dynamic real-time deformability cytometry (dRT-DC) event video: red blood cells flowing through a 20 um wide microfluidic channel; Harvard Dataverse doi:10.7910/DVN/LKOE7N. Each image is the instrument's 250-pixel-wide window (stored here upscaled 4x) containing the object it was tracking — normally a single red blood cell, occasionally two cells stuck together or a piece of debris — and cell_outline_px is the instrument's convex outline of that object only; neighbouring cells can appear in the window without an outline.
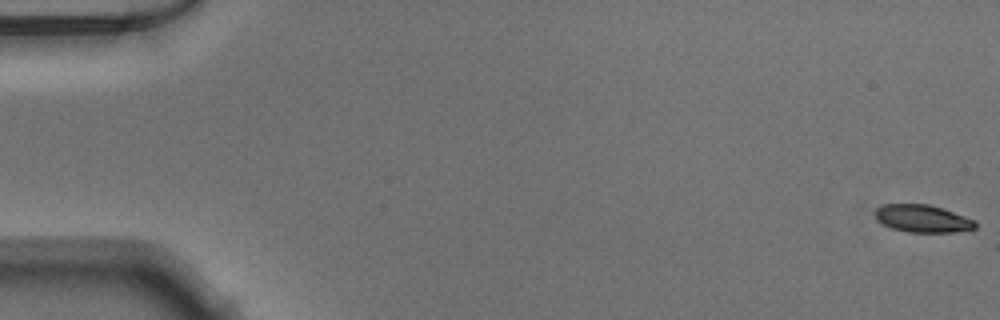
{"species": "Egyptian fruit bat (a non-hibernating species)", "species_latin": "Rousettus aegyptiacus", "temperature_condition": "warm", "stored_images_in_passage": 51, "camera_frame_rate_fps": 3000, "um_per_image_px": 0.085, "animal": {"sex": "male"}, "frame": {"image": 1, "passage_image": 1, "time_ms": 0.0, "image_size_px": [1000, 320], "cell_outline_px": [[976, 228], [956, 232], [908, 232], [892, 228], [880, 224], [872, 216], [872, 212], [880, 204], [928, 204], [976, 220]], "centroid_in_image_um": [78.32, 18.58], "position_along_channel_um": 6.7, "area_um2": 16.3}}
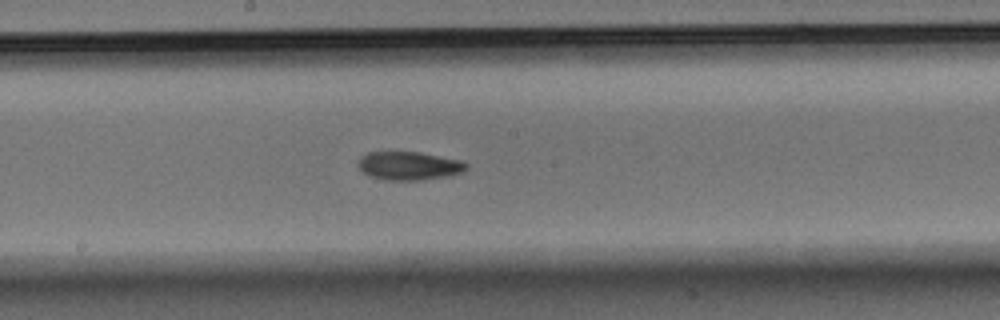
{"frame": {"image": 2, "passage_image": 28, "time_ms": 9.0, "image_size_px": [1000, 320], "cell_outline_px": [[468, 168], [464, 172], [448, 176], [424, 180], [384, 180], [372, 176], [364, 172], [356, 164], [360, 156], [368, 152], [420, 152], [460, 160], [468, 164]], "centroid_in_image_um": [34.78, 14.09], "position_along_channel_um": 213.4, "area_um2": 18.03}}
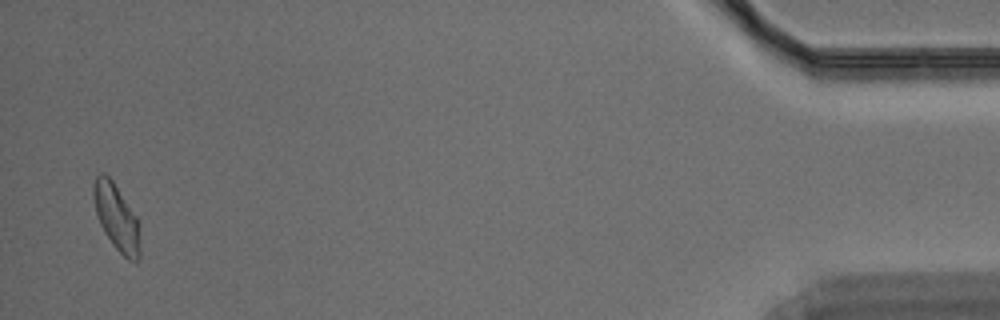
{"frame": {"image": 3, "passage_image": 50, "time_ms": 16.333, "image_size_px": [1000, 320], "cell_outline_px": [[140, 260], [128, 260], [112, 244], [104, 232], [100, 224], [96, 212], [92, 196], [92, 184], [96, 176], [100, 172], [104, 172], [112, 180], [136, 216], [140, 248]], "centroid_in_image_um": [9.86, 18.45], "position_along_channel_um": 425.3, "area_um2": 17.8}}